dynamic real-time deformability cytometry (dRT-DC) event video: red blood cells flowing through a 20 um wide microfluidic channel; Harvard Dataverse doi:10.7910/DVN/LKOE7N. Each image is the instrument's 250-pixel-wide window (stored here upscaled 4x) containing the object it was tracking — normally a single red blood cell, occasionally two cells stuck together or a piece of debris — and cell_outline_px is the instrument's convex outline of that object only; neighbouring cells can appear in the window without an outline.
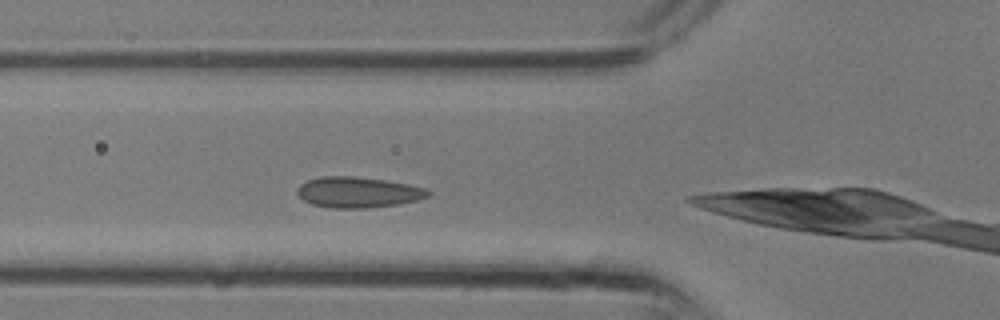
{"species": "common noctule bat (a hibernating species)", "species_latin": "Nyctalus noctula", "temperature_condition": "room temperature", "stored_images_in_passage": 5, "camera_frame_rate_fps": 3000, "um_per_image_px": 0.085, "animal": {"sex": "male", "body_mass_g": 13.3}, "frame": {"image": 1, "passage_image": 2, "time_ms": 0.333, "image_size_px": [1000, 320], "cell_outline_px": [[432, 192], [428, 196], [416, 200], [396, 204], [364, 208], [332, 208], [312, 204], [304, 200], [296, 192], [296, 188], [300, 184], [308, 180], [320, 176], [352, 176], [384, 180], [408, 184], [424, 188]], "centroid_in_image_um": [30.39, 16.33], "position_along_channel_um": 95.4, "area_um2": 23.24}}
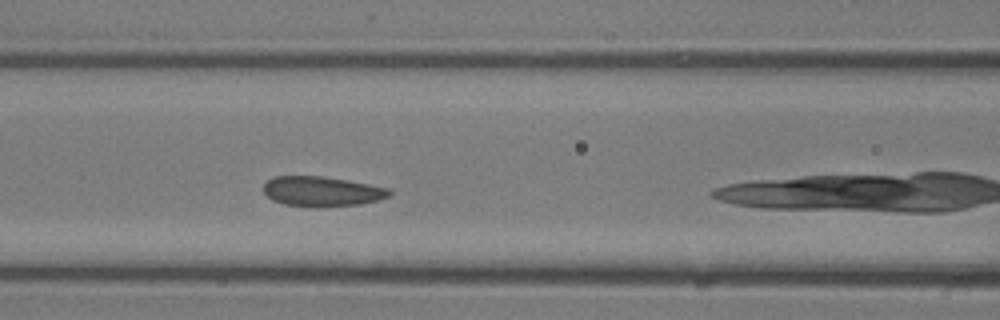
{"frame": {"image": 2, "passage_image": 4, "time_ms": 1.0, "image_size_px": [1000, 320], "cell_outline_px": [[392, 192], [388, 196], [380, 200], [360, 204], [320, 208], [312, 208], [284, 204], [272, 200], [264, 192], [264, 184], [268, 180], [276, 176], [324, 176], [368, 184], [388, 188]], "centroid_in_image_um": [27.36, 16.29], "position_along_channel_um": 139.2, "area_um2": 22.14}}